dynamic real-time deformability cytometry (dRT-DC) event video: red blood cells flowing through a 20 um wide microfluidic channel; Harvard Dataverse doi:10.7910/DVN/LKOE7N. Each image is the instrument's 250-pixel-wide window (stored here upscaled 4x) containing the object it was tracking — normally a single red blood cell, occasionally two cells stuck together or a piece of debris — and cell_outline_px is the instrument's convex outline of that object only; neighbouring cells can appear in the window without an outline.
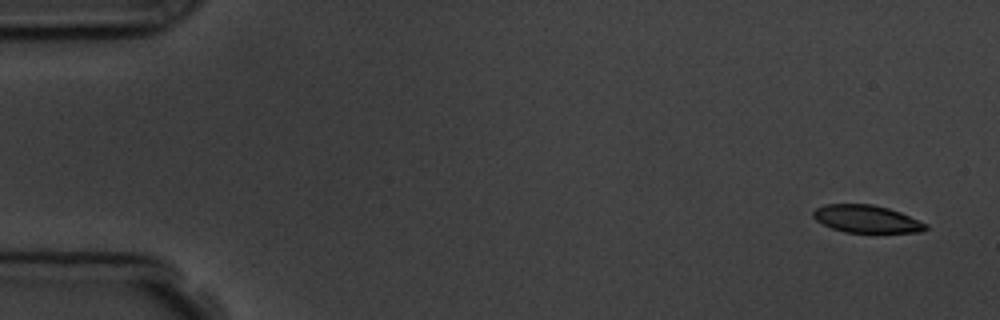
{"species": "common noctule bat (a hibernating species)", "species_latin": "Nyctalus noctula", "temperature_condition": "room temperature", "stored_images_in_passage": 6, "camera_frame_rate_fps": 3000, "um_per_image_px": 0.085, "animal": {"sex": "male", "body_mass_g": 19.5, "forearm_length_mm": 54.6}, "frame": {"image": 1, "passage_image": 1, "time_ms": 0.0, "image_size_px": [1000, 320], "cell_outline_px": [[928, 228], [920, 232], [844, 232], [832, 228], [816, 220], [812, 216], [812, 212], [816, 208], [824, 204], [872, 204], [888, 208], [900, 212], [928, 224]], "centroid_in_image_um": [73.65, 18.6], "position_along_channel_um": 11.4, "area_um2": 17.98}}
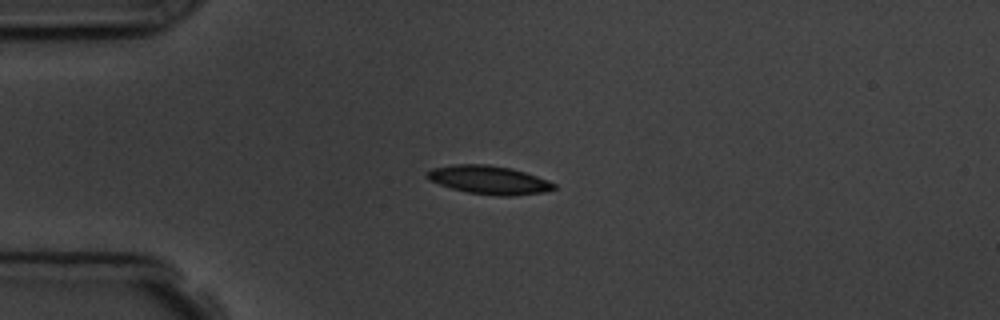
{"frame": {"image": 2, "passage_image": 4, "time_ms": 3.667, "image_size_px": [1000, 320], "cell_outline_px": [[556, 188], [544, 192], [512, 196], [500, 196], [468, 192], [452, 188], [428, 180], [424, 176], [432, 168], [452, 164], [488, 164], [512, 168], [548, 180], [556, 184]], "centroid_in_image_um": [41.55, 15.28], "position_along_channel_um": 43.4, "area_um2": 21.04}}